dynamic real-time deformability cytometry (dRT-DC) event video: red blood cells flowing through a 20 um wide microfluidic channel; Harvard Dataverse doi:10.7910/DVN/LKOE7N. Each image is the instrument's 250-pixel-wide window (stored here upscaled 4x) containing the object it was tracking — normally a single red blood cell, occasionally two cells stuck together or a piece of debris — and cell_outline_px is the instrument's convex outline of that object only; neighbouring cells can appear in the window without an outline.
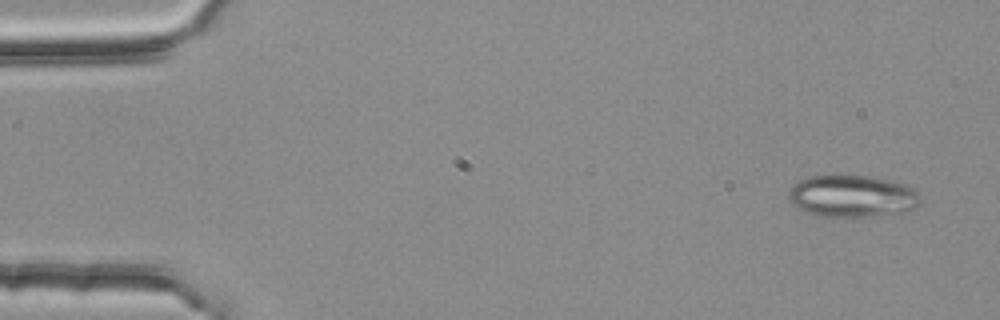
{"species": "common noctule bat (a hibernating species)", "species_latin": "Nyctalus noctula", "temperature_condition": "room temperature", "stored_images_in_passage": 5, "camera_frame_rate_fps": 3000, "um_per_image_px": 0.085, "animal": {"sex": "female", "body_mass_g": 25.1}, "frame": {"image": 1, "passage_image": 1, "time_ms": 0.0, "image_size_px": [1000, 320], "cell_outline_px": [[920, 200], [912, 208], [904, 212], [868, 216], [816, 216], [804, 212], [796, 208], [788, 200], [788, 192], [792, 184], [804, 176], [832, 172], [836, 172], [872, 176], [892, 180], [904, 184], [912, 188], [920, 196]], "centroid_in_image_um": [72.31, 16.61], "position_along_channel_um": 12.7, "area_um2": 33.41}}